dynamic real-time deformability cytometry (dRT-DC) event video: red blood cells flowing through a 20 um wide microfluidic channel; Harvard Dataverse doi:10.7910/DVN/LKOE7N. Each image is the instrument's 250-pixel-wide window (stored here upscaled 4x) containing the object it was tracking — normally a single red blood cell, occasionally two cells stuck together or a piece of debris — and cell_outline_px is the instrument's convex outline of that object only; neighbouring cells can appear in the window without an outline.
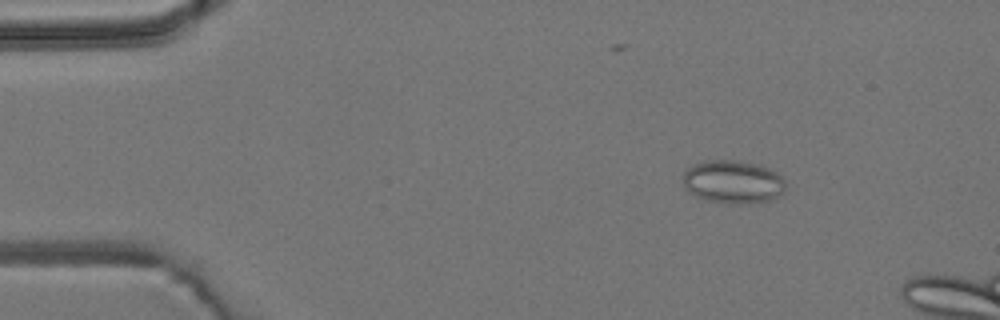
{"species": "common noctule bat (a hibernating species)", "species_latin": "Nyctalus noctula", "temperature_condition": "room temperature", "stored_images_in_passage": 3, "camera_frame_rate_fps": 3000, "um_per_image_px": 0.085, "animal": {"sex": "male", "body_mass_g": 19.2, "forearm_length_mm": 51.8}, "frame": {"image": 1, "passage_image": 2, "time_ms": 1.0, "image_size_px": [1000, 320], "cell_outline_px": [[784, 188], [776, 196], [768, 200], [748, 204], [728, 204], [704, 200], [688, 192], [684, 188], [684, 172], [692, 164], [704, 160], [736, 160], [756, 164], [768, 168], [776, 172], [784, 180]], "centroid_in_image_um": [62.24, 15.46], "position_along_channel_um": 22.8, "area_um2": 25.84}}